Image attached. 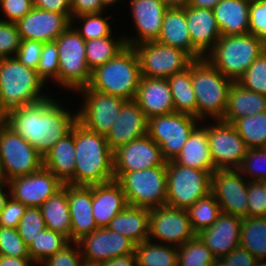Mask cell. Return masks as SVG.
Wrapping results in <instances>:
<instances>
[{
    "mask_svg": "<svg viewBox=\"0 0 266 266\" xmlns=\"http://www.w3.org/2000/svg\"><path fill=\"white\" fill-rule=\"evenodd\" d=\"M128 206L153 209L166 205L167 163L133 172H114Z\"/></svg>",
    "mask_w": 266,
    "mask_h": 266,
    "instance_id": "52a82bcc",
    "label": "cell"
},
{
    "mask_svg": "<svg viewBox=\"0 0 266 266\" xmlns=\"http://www.w3.org/2000/svg\"><path fill=\"white\" fill-rule=\"evenodd\" d=\"M192 87L197 100V118L200 121L222 119L227 108L233 80L225 77L205 58L191 63Z\"/></svg>",
    "mask_w": 266,
    "mask_h": 266,
    "instance_id": "5b68a950",
    "label": "cell"
},
{
    "mask_svg": "<svg viewBox=\"0 0 266 266\" xmlns=\"http://www.w3.org/2000/svg\"><path fill=\"white\" fill-rule=\"evenodd\" d=\"M71 221V242H78L98 227L92 214V185L66 184Z\"/></svg>",
    "mask_w": 266,
    "mask_h": 266,
    "instance_id": "cb8c5ba5",
    "label": "cell"
},
{
    "mask_svg": "<svg viewBox=\"0 0 266 266\" xmlns=\"http://www.w3.org/2000/svg\"><path fill=\"white\" fill-rule=\"evenodd\" d=\"M103 8L106 10V12H108L107 10L110 8H112L113 6L115 7V5H117L120 2H122L123 0H100Z\"/></svg>",
    "mask_w": 266,
    "mask_h": 266,
    "instance_id": "003e7915",
    "label": "cell"
},
{
    "mask_svg": "<svg viewBox=\"0 0 266 266\" xmlns=\"http://www.w3.org/2000/svg\"><path fill=\"white\" fill-rule=\"evenodd\" d=\"M59 70V55L58 48L55 42H47L43 44V49L39 64L37 66L36 72L38 77L45 83L50 80L51 83L58 79Z\"/></svg>",
    "mask_w": 266,
    "mask_h": 266,
    "instance_id": "7dc6e473",
    "label": "cell"
},
{
    "mask_svg": "<svg viewBox=\"0 0 266 266\" xmlns=\"http://www.w3.org/2000/svg\"><path fill=\"white\" fill-rule=\"evenodd\" d=\"M265 111V95L246 89L234 81L229 90L226 112L221 120L233 124L237 119Z\"/></svg>",
    "mask_w": 266,
    "mask_h": 266,
    "instance_id": "1f68e13d",
    "label": "cell"
},
{
    "mask_svg": "<svg viewBox=\"0 0 266 266\" xmlns=\"http://www.w3.org/2000/svg\"><path fill=\"white\" fill-rule=\"evenodd\" d=\"M33 9L32 0H2L0 1V20L17 23Z\"/></svg>",
    "mask_w": 266,
    "mask_h": 266,
    "instance_id": "db71d44e",
    "label": "cell"
},
{
    "mask_svg": "<svg viewBox=\"0 0 266 266\" xmlns=\"http://www.w3.org/2000/svg\"><path fill=\"white\" fill-rule=\"evenodd\" d=\"M46 228L67 237L71 242V221L66 184L40 206Z\"/></svg>",
    "mask_w": 266,
    "mask_h": 266,
    "instance_id": "836d02e7",
    "label": "cell"
},
{
    "mask_svg": "<svg viewBox=\"0 0 266 266\" xmlns=\"http://www.w3.org/2000/svg\"><path fill=\"white\" fill-rule=\"evenodd\" d=\"M174 102V110L197 118V100L192 87L191 64L186 70L173 74L168 79Z\"/></svg>",
    "mask_w": 266,
    "mask_h": 266,
    "instance_id": "d590c367",
    "label": "cell"
},
{
    "mask_svg": "<svg viewBox=\"0 0 266 266\" xmlns=\"http://www.w3.org/2000/svg\"><path fill=\"white\" fill-rule=\"evenodd\" d=\"M141 79L138 54L133 46H126L114 58L92 71L91 89L134 100Z\"/></svg>",
    "mask_w": 266,
    "mask_h": 266,
    "instance_id": "277c9868",
    "label": "cell"
},
{
    "mask_svg": "<svg viewBox=\"0 0 266 266\" xmlns=\"http://www.w3.org/2000/svg\"><path fill=\"white\" fill-rule=\"evenodd\" d=\"M105 11L100 0H73L71 3L72 17L102 13Z\"/></svg>",
    "mask_w": 266,
    "mask_h": 266,
    "instance_id": "91938a15",
    "label": "cell"
},
{
    "mask_svg": "<svg viewBox=\"0 0 266 266\" xmlns=\"http://www.w3.org/2000/svg\"><path fill=\"white\" fill-rule=\"evenodd\" d=\"M7 124V115L2 110V103L0 101V129Z\"/></svg>",
    "mask_w": 266,
    "mask_h": 266,
    "instance_id": "a7ac6f4b",
    "label": "cell"
},
{
    "mask_svg": "<svg viewBox=\"0 0 266 266\" xmlns=\"http://www.w3.org/2000/svg\"><path fill=\"white\" fill-rule=\"evenodd\" d=\"M6 184L10 190V196L26 207H40L64 185L44 167L30 175L12 178Z\"/></svg>",
    "mask_w": 266,
    "mask_h": 266,
    "instance_id": "e0dca14e",
    "label": "cell"
},
{
    "mask_svg": "<svg viewBox=\"0 0 266 266\" xmlns=\"http://www.w3.org/2000/svg\"><path fill=\"white\" fill-rule=\"evenodd\" d=\"M174 161L182 166L214 172L205 120L194 128Z\"/></svg>",
    "mask_w": 266,
    "mask_h": 266,
    "instance_id": "f1b7e54d",
    "label": "cell"
},
{
    "mask_svg": "<svg viewBox=\"0 0 266 266\" xmlns=\"http://www.w3.org/2000/svg\"><path fill=\"white\" fill-rule=\"evenodd\" d=\"M255 266H266V259L257 260Z\"/></svg>",
    "mask_w": 266,
    "mask_h": 266,
    "instance_id": "89a4df30",
    "label": "cell"
},
{
    "mask_svg": "<svg viewBox=\"0 0 266 266\" xmlns=\"http://www.w3.org/2000/svg\"><path fill=\"white\" fill-rule=\"evenodd\" d=\"M20 42L21 37L16 23L0 20V58L14 57Z\"/></svg>",
    "mask_w": 266,
    "mask_h": 266,
    "instance_id": "681fc988",
    "label": "cell"
},
{
    "mask_svg": "<svg viewBox=\"0 0 266 266\" xmlns=\"http://www.w3.org/2000/svg\"><path fill=\"white\" fill-rule=\"evenodd\" d=\"M192 230L198 234L210 227L222 212L216 198L210 193L187 209Z\"/></svg>",
    "mask_w": 266,
    "mask_h": 266,
    "instance_id": "b9f144b4",
    "label": "cell"
},
{
    "mask_svg": "<svg viewBox=\"0 0 266 266\" xmlns=\"http://www.w3.org/2000/svg\"><path fill=\"white\" fill-rule=\"evenodd\" d=\"M26 208L24 204L10 196L0 214V226L17 228Z\"/></svg>",
    "mask_w": 266,
    "mask_h": 266,
    "instance_id": "9f6ffc18",
    "label": "cell"
},
{
    "mask_svg": "<svg viewBox=\"0 0 266 266\" xmlns=\"http://www.w3.org/2000/svg\"><path fill=\"white\" fill-rule=\"evenodd\" d=\"M10 197V190L7 184L0 187V214L5 207L7 200Z\"/></svg>",
    "mask_w": 266,
    "mask_h": 266,
    "instance_id": "e7e4bbea",
    "label": "cell"
},
{
    "mask_svg": "<svg viewBox=\"0 0 266 266\" xmlns=\"http://www.w3.org/2000/svg\"><path fill=\"white\" fill-rule=\"evenodd\" d=\"M207 124L210 152L215 169H238L248 150L232 123L221 119Z\"/></svg>",
    "mask_w": 266,
    "mask_h": 266,
    "instance_id": "9a60e30c",
    "label": "cell"
},
{
    "mask_svg": "<svg viewBox=\"0 0 266 266\" xmlns=\"http://www.w3.org/2000/svg\"><path fill=\"white\" fill-rule=\"evenodd\" d=\"M233 126L248 149L266 148V111L237 119Z\"/></svg>",
    "mask_w": 266,
    "mask_h": 266,
    "instance_id": "f35d334b",
    "label": "cell"
},
{
    "mask_svg": "<svg viewBox=\"0 0 266 266\" xmlns=\"http://www.w3.org/2000/svg\"><path fill=\"white\" fill-rule=\"evenodd\" d=\"M178 249V266H213L217 259L196 234Z\"/></svg>",
    "mask_w": 266,
    "mask_h": 266,
    "instance_id": "7bdbcfd3",
    "label": "cell"
},
{
    "mask_svg": "<svg viewBox=\"0 0 266 266\" xmlns=\"http://www.w3.org/2000/svg\"><path fill=\"white\" fill-rule=\"evenodd\" d=\"M83 261L84 259L78 242H70L56 254L47 258L39 266H81Z\"/></svg>",
    "mask_w": 266,
    "mask_h": 266,
    "instance_id": "f907efd6",
    "label": "cell"
},
{
    "mask_svg": "<svg viewBox=\"0 0 266 266\" xmlns=\"http://www.w3.org/2000/svg\"><path fill=\"white\" fill-rule=\"evenodd\" d=\"M127 206L125 193L116 180L92 185V214L98 228L107 227Z\"/></svg>",
    "mask_w": 266,
    "mask_h": 266,
    "instance_id": "4316f807",
    "label": "cell"
},
{
    "mask_svg": "<svg viewBox=\"0 0 266 266\" xmlns=\"http://www.w3.org/2000/svg\"><path fill=\"white\" fill-rule=\"evenodd\" d=\"M104 13L105 12L84 14L77 17H72L71 25L77 30V32L84 38L85 41L110 36L112 33H114V31H112L113 27L109 21L111 18L113 20V15L110 14L106 16Z\"/></svg>",
    "mask_w": 266,
    "mask_h": 266,
    "instance_id": "60d3db41",
    "label": "cell"
},
{
    "mask_svg": "<svg viewBox=\"0 0 266 266\" xmlns=\"http://www.w3.org/2000/svg\"><path fill=\"white\" fill-rule=\"evenodd\" d=\"M72 1L73 0H33V7L55 13H61L71 21Z\"/></svg>",
    "mask_w": 266,
    "mask_h": 266,
    "instance_id": "680465c9",
    "label": "cell"
},
{
    "mask_svg": "<svg viewBox=\"0 0 266 266\" xmlns=\"http://www.w3.org/2000/svg\"><path fill=\"white\" fill-rule=\"evenodd\" d=\"M249 181L238 169H215L211 175V194L221 211L240 217H248Z\"/></svg>",
    "mask_w": 266,
    "mask_h": 266,
    "instance_id": "2e32d148",
    "label": "cell"
},
{
    "mask_svg": "<svg viewBox=\"0 0 266 266\" xmlns=\"http://www.w3.org/2000/svg\"><path fill=\"white\" fill-rule=\"evenodd\" d=\"M0 256L29 257L28 246L17 228L0 226Z\"/></svg>",
    "mask_w": 266,
    "mask_h": 266,
    "instance_id": "c3c4849f",
    "label": "cell"
},
{
    "mask_svg": "<svg viewBox=\"0 0 266 266\" xmlns=\"http://www.w3.org/2000/svg\"><path fill=\"white\" fill-rule=\"evenodd\" d=\"M237 82L246 89L266 96V50L259 55Z\"/></svg>",
    "mask_w": 266,
    "mask_h": 266,
    "instance_id": "f6af8a7d",
    "label": "cell"
},
{
    "mask_svg": "<svg viewBox=\"0 0 266 266\" xmlns=\"http://www.w3.org/2000/svg\"><path fill=\"white\" fill-rule=\"evenodd\" d=\"M131 19L135 24L136 37L125 34L127 46H135L143 42L156 41L160 35L163 17L168 9L163 0H128ZM132 35V37H131Z\"/></svg>",
    "mask_w": 266,
    "mask_h": 266,
    "instance_id": "ffe728a7",
    "label": "cell"
},
{
    "mask_svg": "<svg viewBox=\"0 0 266 266\" xmlns=\"http://www.w3.org/2000/svg\"><path fill=\"white\" fill-rule=\"evenodd\" d=\"M248 217H266V192L261 181H249Z\"/></svg>",
    "mask_w": 266,
    "mask_h": 266,
    "instance_id": "f5cc1de1",
    "label": "cell"
},
{
    "mask_svg": "<svg viewBox=\"0 0 266 266\" xmlns=\"http://www.w3.org/2000/svg\"><path fill=\"white\" fill-rule=\"evenodd\" d=\"M238 170L248 181L266 180V148L248 149Z\"/></svg>",
    "mask_w": 266,
    "mask_h": 266,
    "instance_id": "ee69618b",
    "label": "cell"
},
{
    "mask_svg": "<svg viewBox=\"0 0 266 266\" xmlns=\"http://www.w3.org/2000/svg\"><path fill=\"white\" fill-rule=\"evenodd\" d=\"M119 35L114 36L112 33L110 36L85 41L86 63L91 72L114 58L127 46L124 34Z\"/></svg>",
    "mask_w": 266,
    "mask_h": 266,
    "instance_id": "e575fe53",
    "label": "cell"
},
{
    "mask_svg": "<svg viewBox=\"0 0 266 266\" xmlns=\"http://www.w3.org/2000/svg\"><path fill=\"white\" fill-rule=\"evenodd\" d=\"M99 266H137V257L135 253L115 257L111 260L100 263Z\"/></svg>",
    "mask_w": 266,
    "mask_h": 266,
    "instance_id": "94428289",
    "label": "cell"
},
{
    "mask_svg": "<svg viewBox=\"0 0 266 266\" xmlns=\"http://www.w3.org/2000/svg\"><path fill=\"white\" fill-rule=\"evenodd\" d=\"M137 266H178L176 246L146 240L136 244Z\"/></svg>",
    "mask_w": 266,
    "mask_h": 266,
    "instance_id": "74e56055",
    "label": "cell"
},
{
    "mask_svg": "<svg viewBox=\"0 0 266 266\" xmlns=\"http://www.w3.org/2000/svg\"><path fill=\"white\" fill-rule=\"evenodd\" d=\"M82 102L77 110V122L86 129L106 136L115 124L119 111L126 99L91 89L81 88Z\"/></svg>",
    "mask_w": 266,
    "mask_h": 266,
    "instance_id": "7c38bea8",
    "label": "cell"
},
{
    "mask_svg": "<svg viewBox=\"0 0 266 266\" xmlns=\"http://www.w3.org/2000/svg\"><path fill=\"white\" fill-rule=\"evenodd\" d=\"M218 262L223 266H255L257 259L247 249L239 246Z\"/></svg>",
    "mask_w": 266,
    "mask_h": 266,
    "instance_id": "6f0895ef",
    "label": "cell"
},
{
    "mask_svg": "<svg viewBox=\"0 0 266 266\" xmlns=\"http://www.w3.org/2000/svg\"><path fill=\"white\" fill-rule=\"evenodd\" d=\"M240 246L257 260L266 259V217L242 218Z\"/></svg>",
    "mask_w": 266,
    "mask_h": 266,
    "instance_id": "8d00e7d4",
    "label": "cell"
},
{
    "mask_svg": "<svg viewBox=\"0 0 266 266\" xmlns=\"http://www.w3.org/2000/svg\"><path fill=\"white\" fill-rule=\"evenodd\" d=\"M148 119L135 100H126L115 124L106 135L107 143L114 152L120 146L147 134Z\"/></svg>",
    "mask_w": 266,
    "mask_h": 266,
    "instance_id": "603a6c76",
    "label": "cell"
},
{
    "mask_svg": "<svg viewBox=\"0 0 266 266\" xmlns=\"http://www.w3.org/2000/svg\"><path fill=\"white\" fill-rule=\"evenodd\" d=\"M134 100L142 109L147 119L175 112L171 89L167 79L141 76Z\"/></svg>",
    "mask_w": 266,
    "mask_h": 266,
    "instance_id": "d4e9b609",
    "label": "cell"
},
{
    "mask_svg": "<svg viewBox=\"0 0 266 266\" xmlns=\"http://www.w3.org/2000/svg\"><path fill=\"white\" fill-rule=\"evenodd\" d=\"M248 31L266 44V0L250 2Z\"/></svg>",
    "mask_w": 266,
    "mask_h": 266,
    "instance_id": "816d5d0a",
    "label": "cell"
},
{
    "mask_svg": "<svg viewBox=\"0 0 266 266\" xmlns=\"http://www.w3.org/2000/svg\"><path fill=\"white\" fill-rule=\"evenodd\" d=\"M43 167V156L7 124L0 129V170L5 182Z\"/></svg>",
    "mask_w": 266,
    "mask_h": 266,
    "instance_id": "30bf717a",
    "label": "cell"
},
{
    "mask_svg": "<svg viewBox=\"0 0 266 266\" xmlns=\"http://www.w3.org/2000/svg\"><path fill=\"white\" fill-rule=\"evenodd\" d=\"M74 185L90 186L115 180L113 151L106 136L94 133L79 122L74 124Z\"/></svg>",
    "mask_w": 266,
    "mask_h": 266,
    "instance_id": "7a4b0ae2",
    "label": "cell"
},
{
    "mask_svg": "<svg viewBox=\"0 0 266 266\" xmlns=\"http://www.w3.org/2000/svg\"><path fill=\"white\" fill-rule=\"evenodd\" d=\"M36 70L21 64L15 57L0 58V101L8 116L25 105L38 103L50 93Z\"/></svg>",
    "mask_w": 266,
    "mask_h": 266,
    "instance_id": "3957f363",
    "label": "cell"
},
{
    "mask_svg": "<svg viewBox=\"0 0 266 266\" xmlns=\"http://www.w3.org/2000/svg\"><path fill=\"white\" fill-rule=\"evenodd\" d=\"M78 244L84 261L96 264L135 253L136 247L128 237L110 231L107 227L97 228L78 241Z\"/></svg>",
    "mask_w": 266,
    "mask_h": 266,
    "instance_id": "ac0fdd59",
    "label": "cell"
},
{
    "mask_svg": "<svg viewBox=\"0 0 266 266\" xmlns=\"http://www.w3.org/2000/svg\"><path fill=\"white\" fill-rule=\"evenodd\" d=\"M75 155L73 125L71 131L43 156V167L51 171L63 184L74 185Z\"/></svg>",
    "mask_w": 266,
    "mask_h": 266,
    "instance_id": "f546056e",
    "label": "cell"
},
{
    "mask_svg": "<svg viewBox=\"0 0 266 266\" xmlns=\"http://www.w3.org/2000/svg\"><path fill=\"white\" fill-rule=\"evenodd\" d=\"M263 184H264V187H265V192H266V180L264 181H261Z\"/></svg>",
    "mask_w": 266,
    "mask_h": 266,
    "instance_id": "34e18365",
    "label": "cell"
},
{
    "mask_svg": "<svg viewBox=\"0 0 266 266\" xmlns=\"http://www.w3.org/2000/svg\"><path fill=\"white\" fill-rule=\"evenodd\" d=\"M69 243L70 240L64 235L46 228L38 234L28 247L29 257L36 266H39Z\"/></svg>",
    "mask_w": 266,
    "mask_h": 266,
    "instance_id": "ab89813d",
    "label": "cell"
},
{
    "mask_svg": "<svg viewBox=\"0 0 266 266\" xmlns=\"http://www.w3.org/2000/svg\"><path fill=\"white\" fill-rule=\"evenodd\" d=\"M140 61L141 76L168 79L180 73L194 61L184 50L157 41L143 42L134 46Z\"/></svg>",
    "mask_w": 266,
    "mask_h": 266,
    "instance_id": "4fadbf2b",
    "label": "cell"
},
{
    "mask_svg": "<svg viewBox=\"0 0 266 266\" xmlns=\"http://www.w3.org/2000/svg\"><path fill=\"white\" fill-rule=\"evenodd\" d=\"M54 94L7 116V125L31 144L42 156L71 131L77 122V108L64 107ZM53 97V98H52ZM70 110V111H69Z\"/></svg>",
    "mask_w": 266,
    "mask_h": 266,
    "instance_id": "6da1fadb",
    "label": "cell"
},
{
    "mask_svg": "<svg viewBox=\"0 0 266 266\" xmlns=\"http://www.w3.org/2000/svg\"><path fill=\"white\" fill-rule=\"evenodd\" d=\"M191 0H163L168 8H185Z\"/></svg>",
    "mask_w": 266,
    "mask_h": 266,
    "instance_id": "03108f58",
    "label": "cell"
},
{
    "mask_svg": "<svg viewBox=\"0 0 266 266\" xmlns=\"http://www.w3.org/2000/svg\"><path fill=\"white\" fill-rule=\"evenodd\" d=\"M157 42L187 52L194 60L204 58L193 46L188 31L185 8H168Z\"/></svg>",
    "mask_w": 266,
    "mask_h": 266,
    "instance_id": "83f0119b",
    "label": "cell"
},
{
    "mask_svg": "<svg viewBox=\"0 0 266 266\" xmlns=\"http://www.w3.org/2000/svg\"><path fill=\"white\" fill-rule=\"evenodd\" d=\"M201 121L186 113L174 112L148 119L147 135L162 150L167 162L173 161L181 152L189 135Z\"/></svg>",
    "mask_w": 266,
    "mask_h": 266,
    "instance_id": "8fae6325",
    "label": "cell"
},
{
    "mask_svg": "<svg viewBox=\"0 0 266 266\" xmlns=\"http://www.w3.org/2000/svg\"><path fill=\"white\" fill-rule=\"evenodd\" d=\"M213 266H223V265L217 261Z\"/></svg>",
    "mask_w": 266,
    "mask_h": 266,
    "instance_id": "753ad0ef",
    "label": "cell"
},
{
    "mask_svg": "<svg viewBox=\"0 0 266 266\" xmlns=\"http://www.w3.org/2000/svg\"><path fill=\"white\" fill-rule=\"evenodd\" d=\"M149 212L150 209L127 206L110 221L107 228L140 244L149 240Z\"/></svg>",
    "mask_w": 266,
    "mask_h": 266,
    "instance_id": "d6a6232c",
    "label": "cell"
},
{
    "mask_svg": "<svg viewBox=\"0 0 266 266\" xmlns=\"http://www.w3.org/2000/svg\"><path fill=\"white\" fill-rule=\"evenodd\" d=\"M81 266H99V264L83 261Z\"/></svg>",
    "mask_w": 266,
    "mask_h": 266,
    "instance_id": "2644e50d",
    "label": "cell"
},
{
    "mask_svg": "<svg viewBox=\"0 0 266 266\" xmlns=\"http://www.w3.org/2000/svg\"><path fill=\"white\" fill-rule=\"evenodd\" d=\"M114 172H133L167 163L159 145L147 134L113 152Z\"/></svg>",
    "mask_w": 266,
    "mask_h": 266,
    "instance_id": "d6986e66",
    "label": "cell"
},
{
    "mask_svg": "<svg viewBox=\"0 0 266 266\" xmlns=\"http://www.w3.org/2000/svg\"><path fill=\"white\" fill-rule=\"evenodd\" d=\"M266 50V44L250 33L221 36L205 59L225 77L237 81Z\"/></svg>",
    "mask_w": 266,
    "mask_h": 266,
    "instance_id": "8992f818",
    "label": "cell"
},
{
    "mask_svg": "<svg viewBox=\"0 0 266 266\" xmlns=\"http://www.w3.org/2000/svg\"><path fill=\"white\" fill-rule=\"evenodd\" d=\"M5 184H6V182L4 181L2 174H1V170H0V187H2Z\"/></svg>",
    "mask_w": 266,
    "mask_h": 266,
    "instance_id": "8c879c8a",
    "label": "cell"
},
{
    "mask_svg": "<svg viewBox=\"0 0 266 266\" xmlns=\"http://www.w3.org/2000/svg\"><path fill=\"white\" fill-rule=\"evenodd\" d=\"M0 266H35L30 257L0 256Z\"/></svg>",
    "mask_w": 266,
    "mask_h": 266,
    "instance_id": "6125c7cd",
    "label": "cell"
},
{
    "mask_svg": "<svg viewBox=\"0 0 266 266\" xmlns=\"http://www.w3.org/2000/svg\"><path fill=\"white\" fill-rule=\"evenodd\" d=\"M241 220L240 217L221 212L216 222L197 234L217 261L240 246Z\"/></svg>",
    "mask_w": 266,
    "mask_h": 266,
    "instance_id": "7402d4cb",
    "label": "cell"
},
{
    "mask_svg": "<svg viewBox=\"0 0 266 266\" xmlns=\"http://www.w3.org/2000/svg\"><path fill=\"white\" fill-rule=\"evenodd\" d=\"M249 0H221L213 8L221 36L249 33Z\"/></svg>",
    "mask_w": 266,
    "mask_h": 266,
    "instance_id": "4dcf8cb0",
    "label": "cell"
},
{
    "mask_svg": "<svg viewBox=\"0 0 266 266\" xmlns=\"http://www.w3.org/2000/svg\"><path fill=\"white\" fill-rule=\"evenodd\" d=\"M221 0H191L190 7L213 9Z\"/></svg>",
    "mask_w": 266,
    "mask_h": 266,
    "instance_id": "be15d7a7",
    "label": "cell"
},
{
    "mask_svg": "<svg viewBox=\"0 0 266 266\" xmlns=\"http://www.w3.org/2000/svg\"><path fill=\"white\" fill-rule=\"evenodd\" d=\"M46 229L40 207H27L17 230L21 238L29 247L38 234Z\"/></svg>",
    "mask_w": 266,
    "mask_h": 266,
    "instance_id": "bcb514c9",
    "label": "cell"
},
{
    "mask_svg": "<svg viewBox=\"0 0 266 266\" xmlns=\"http://www.w3.org/2000/svg\"><path fill=\"white\" fill-rule=\"evenodd\" d=\"M195 235L186 209L167 205L150 209L149 240L179 247Z\"/></svg>",
    "mask_w": 266,
    "mask_h": 266,
    "instance_id": "5bb4252c",
    "label": "cell"
},
{
    "mask_svg": "<svg viewBox=\"0 0 266 266\" xmlns=\"http://www.w3.org/2000/svg\"><path fill=\"white\" fill-rule=\"evenodd\" d=\"M212 173L182 166L174 160L167 162L166 205L187 210L211 193Z\"/></svg>",
    "mask_w": 266,
    "mask_h": 266,
    "instance_id": "9c48e42d",
    "label": "cell"
},
{
    "mask_svg": "<svg viewBox=\"0 0 266 266\" xmlns=\"http://www.w3.org/2000/svg\"><path fill=\"white\" fill-rule=\"evenodd\" d=\"M185 16L192 46L205 57L221 37L214 11L187 6Z\"/></svg>",
    "mask_w": 266,
    "mask_h": 266,
    "instance_id": "484cf974",
    "label": "cell"
},
{
    "mask_svg": "<svg viewBox=\"0 0 266 266\" xmlns=\"http://www.w3.org/2000/svg\"><path fill=\"white\" fill-rule=\"evenodd\" d=\"M58 48L59 70L58 79L53 83L63 88L72 90L74 95L83 87L90 84L92 72L86 63L85 40L70 25L54 41Z\"/></svg>",
    "mask_w": 266,
    "mask_h": 266,
    "instance_id": "ba28073f",
    "label": "cell"
},
{
    "mask_svg": "<svg viewBox=\"0 0 266 266\" xmlns=\"http://www.w3.org/2000/svg\"><path fill=\"white\" fill-rule=\"evenodd\" d=\"M16 25L21 39L47 43L54 42L71 25V21L61 13L33 7Z\"/></svg>",
    "mask_w": 266,
    "mask_h": 266,
    "instance_id": "44dd1931",
    "label": "cell"
},
{
    "mask_svg": "<svg viewBox=\"0 0 266 266\" xmlns=\"http://www.w3.org/2000/svg\"><path fill=\"white\" fill-rule=\"evenodd\" d=\"M43 44L40 41L21 39L19 49L14 57L26 67L36 70L41 57Z\"/></svg>",
    "mask_w": 266,
    "mask_h": 266,
    "instance_id": "11a10c76",
    "label": "cell"
}]
</instances>
